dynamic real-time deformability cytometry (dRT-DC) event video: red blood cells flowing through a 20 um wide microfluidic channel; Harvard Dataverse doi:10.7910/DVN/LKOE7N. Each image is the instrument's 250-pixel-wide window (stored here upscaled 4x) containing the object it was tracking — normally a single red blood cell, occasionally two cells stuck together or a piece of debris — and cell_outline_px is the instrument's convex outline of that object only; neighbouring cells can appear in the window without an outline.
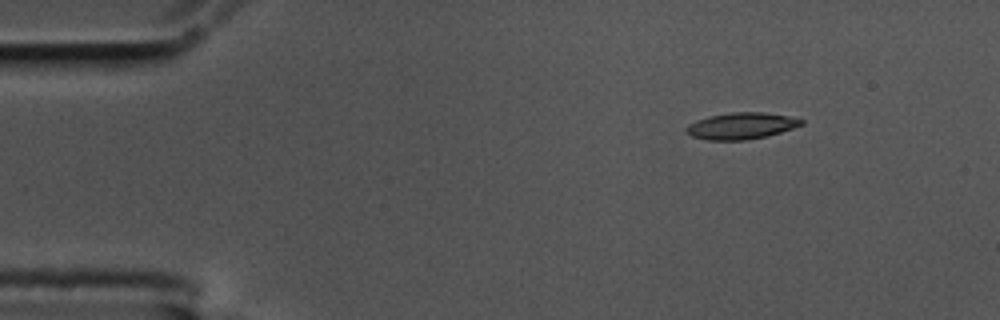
{"species": "common noctule bat (a hibernating species)", "species_latin": "Nyctalus noctula", "temperature_condition": "cold", "stored_images_in_passage": 52, "camera_frame_rate_fps": 3000, "um_per_image_px": 0.085, "animal": {"sex": "male", "body_mass_g": 17.5, "forearm_length_mm": 52.3}, "frame": {"image": 1, "passage_image": 1, "time_ms": 0.0, "image_size_px": [1000, 320], "cell_outline_px": [[804, 124], [768, 136], [748, 140], [704, 140], [692, 136], [684, 128], [688, 124], [696, 120], [708, 116], [732, 112], [764, 112], [788, 116], [804, 120]], "centroid_in_image_um": [62.99, 10.7], "position_along_channel_um": 22.0, "area_um2": 17.86}}
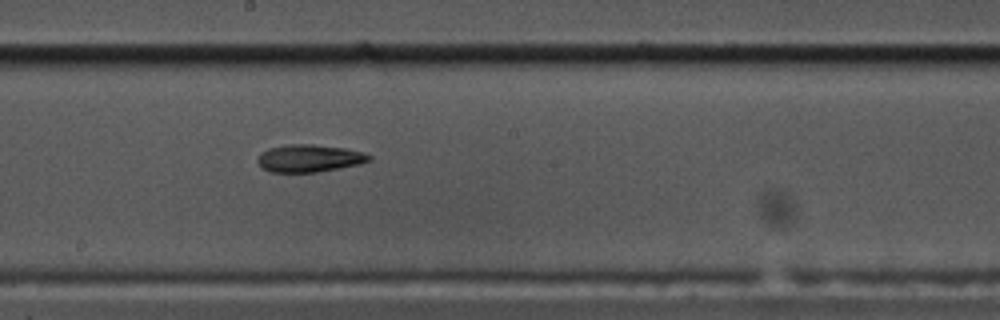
{"frame": {"image": 2, "passage_image": 25, "time_ms": 8.0, "image_size_px": [1000, 320], "cell_outline_px": [[372, 160], [360, 164], [316, 172], [272, 172], [264, 168], [256, 160], [260, 152], [268, 148], [288, 144], [312, 144], [344, 148], [364, 152], [372, 156]], "centroid_in_image_um": [26.3, 13.44], "position_along_channel_um": 221.9, "area_um2": 17.86}}
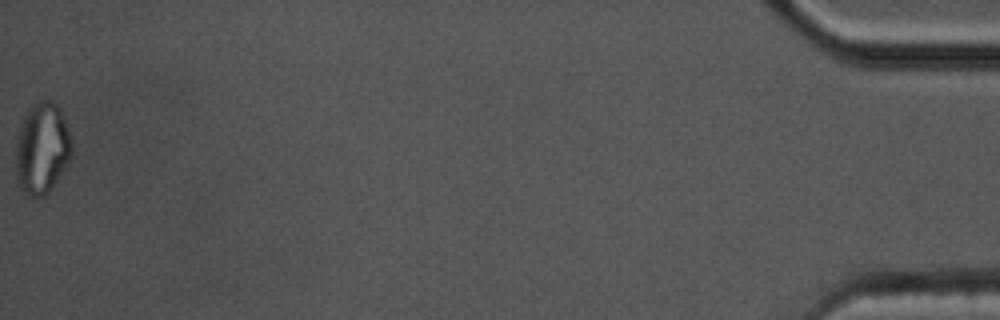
{"frame": {"image": 3, "passage_image": 52, "time_ms": 17.0, "image_size_px": [1000, 320], "cell_outline_px": [[72, 152], [68, 164], [52, 188], [44, 196], [32, 196], [24, 192], [16, 184], [16, 140], [20, 124], [28, 108], [32, 104], [40, 100], [52, 100], [60, 108], [72, 136]], "centroid_in_image_um": [3.58, 12.59], "position_along_channel_um": 431.6, "area_um2": 30.35}}